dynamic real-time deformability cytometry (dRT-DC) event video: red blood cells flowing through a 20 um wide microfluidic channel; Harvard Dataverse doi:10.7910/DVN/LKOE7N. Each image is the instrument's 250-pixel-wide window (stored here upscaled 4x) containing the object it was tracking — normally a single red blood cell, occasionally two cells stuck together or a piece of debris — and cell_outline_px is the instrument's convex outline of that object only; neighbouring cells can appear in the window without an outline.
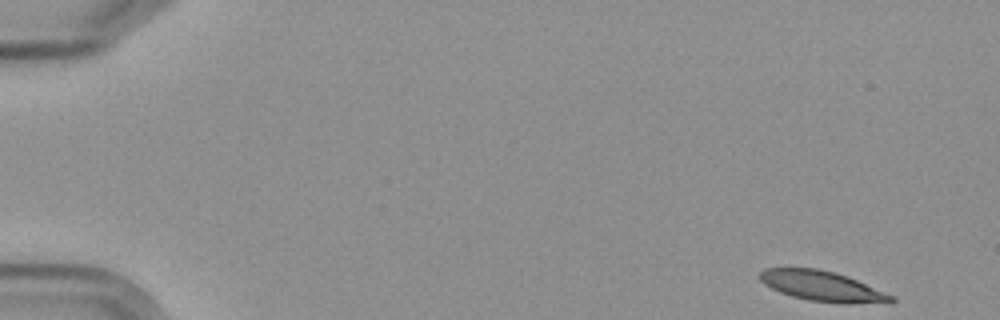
{"species": "Egyptian fruit bat (a non-hibernating species)", "species_latin": "Rousettus aegyptiacus", "temperature_condition": "cold", "stored_images_in_passage": 11, "camera_frame_rate_fps": 3000, "um_per_image_px": 0.085, "frame": {"image": 1, "passage_image": 1, "time_ms": 0.0, "image_size_px": [1000, 320], "cell_outline_px": [[896, 300], [892, 304], [844, 304], [808, 300], [792, 296], [780, 292], [764, 284], [760, 280], [760, 272], [764, 268], [816, 268], [836, 272], [848, 276], [896, 296]], "centroid_in_image_um": [70.01, 24.35], "position_along_channel_um": 15.0, "area_um2": 23.64}}
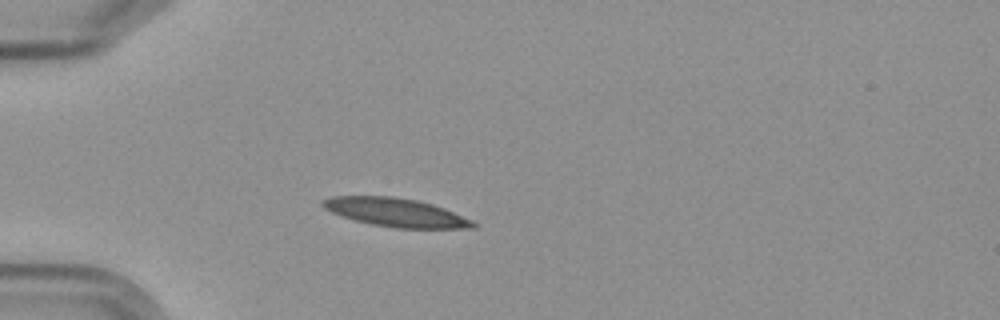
{"frame": {"image": 2, "passage_image": 4, "time_ms": 4.333, "image_size_px": [1000, 320], "cell_outline_px": [[480, 224], [476, 228], [396, 228], [372, 224], [356, 220], [332, 212], [324, 208], [320, 204], [320, 200], [332, 196], [392, 196], [416, 200], [432, 204], [444, 208], [472, 220]], "centroid_in_image_um": [33.66, 18.05], "position_along_channel_um": 51.3, "area_um2": 24.91}}